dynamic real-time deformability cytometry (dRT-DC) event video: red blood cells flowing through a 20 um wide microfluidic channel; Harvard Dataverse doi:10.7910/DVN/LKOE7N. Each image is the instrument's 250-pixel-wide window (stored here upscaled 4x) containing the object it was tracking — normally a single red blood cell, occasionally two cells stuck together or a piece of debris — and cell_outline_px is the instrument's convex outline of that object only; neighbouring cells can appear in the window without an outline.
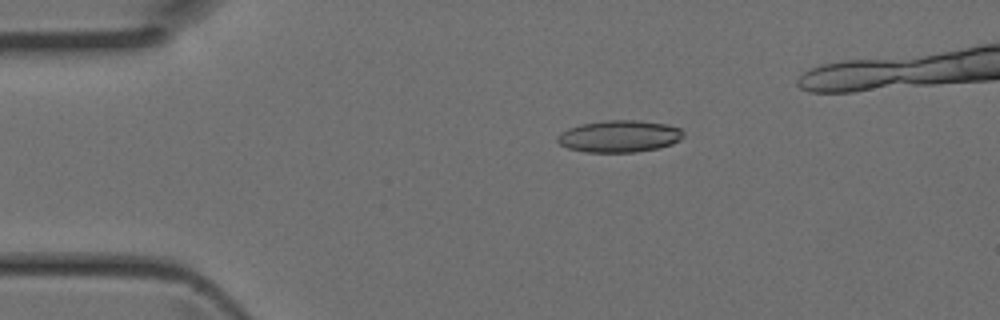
{"species": "Egyptian fruit bat (a non-hibernating species)", "species_latin": "Rousettus aegyptiacus", "temperature_condition": "room temperature", "stored_images_in_passage": 38, "camera_frame_rate_fps": 3000, "um_per_image_px": 0.085, "animal": {"sex": "female"}, "frame": {"image": 1, "passage_image": 8, "time_ms": 2.333, "image_size_px": [1000, 320], "cell_outline_px": [[684, 136], [680, 140], [672, 144], [660, 148], [636, 152], [584, 152], [568, 148], [560, 144], [556, 140], [556, 136], [560, 132], [568, 128], [580, 124], [604, 120], [640, 120], [668, 124], [680, 128], [684, 132]], "centroid_in_image_um": [52.65, 11.58], "position_along_channel_um": 32.3, "area_um2": 23.81}}
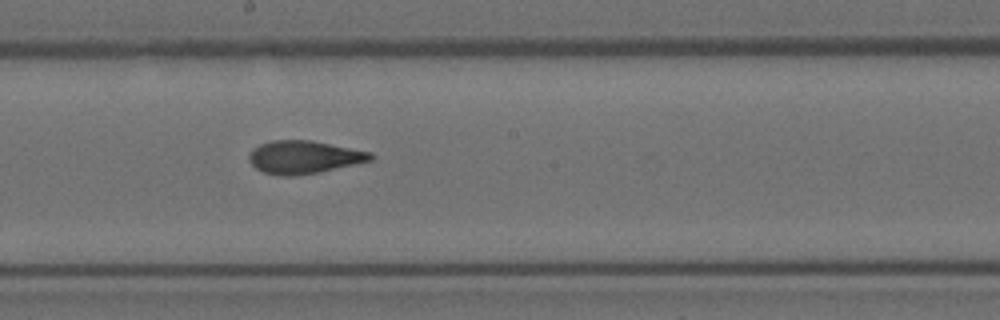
{"frame": {"image": 2, "passage_image": 23, "time_ms": 7.333, "image_size_px": [1000, 320], "cell_outline_px": [[376, 156], [372, 160], [320, 172], [292, 176], [284, 176], [264, 172], [256, 168], [248, 160], [248, 152], [252, 148], [260, 144], [272, 140], [312, 140], [372, 152]], "centroid_in_image_um": [25.83, 13.34], "position_along_channel_um": 222.4, "area_um2": 23.47}}
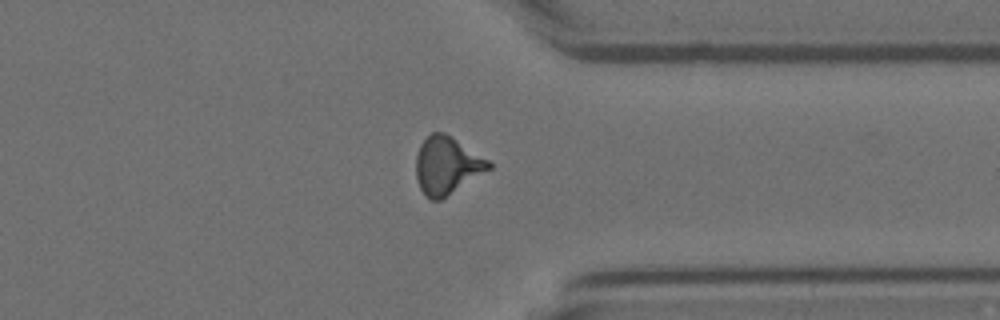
{"frame": {"image": 3, "passage_image": 33, "time_ms": 10.667, "image_size_px": [1000, 320], "cell_outline_px": [[492, 168], [440, 200], [432, 200], [424, 196], [420, 188], [416, 176], [416, 156], [420, 144], [432, 132], [444, 132], [488, 160], [492, 164]], "centroid_in_image_um": [37.96, 14.08], "position_along_channel_um": 373.4, "area_um2": 24.1}}